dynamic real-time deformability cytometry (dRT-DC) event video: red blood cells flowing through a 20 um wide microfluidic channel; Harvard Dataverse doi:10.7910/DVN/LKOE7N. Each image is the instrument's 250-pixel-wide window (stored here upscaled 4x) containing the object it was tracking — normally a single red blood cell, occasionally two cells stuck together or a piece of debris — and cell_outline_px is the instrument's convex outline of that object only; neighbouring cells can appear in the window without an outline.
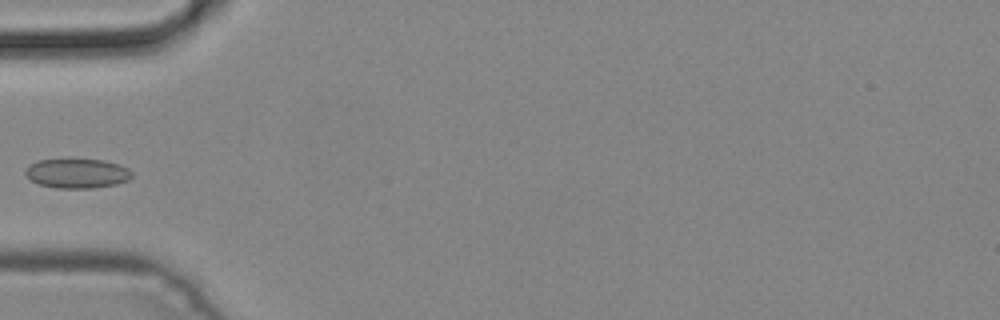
{"species": "common noctule bat (a hibernating species)", "species_latin": "Nyctalus noctula", "temperature_condition": "cold", "stored_images_in_passage": 4, "camera_frame_rate_fps": 3000, "um_per_image_px": 0.085, "animal": {"sex": "male", "body_mass_g": 19.2, "forearm_length_mm": 51.8}, "frame": {"image": 1, "passage_image": 4, "time_ms": 1.0, "image_size_px": [1000, 320], "cell_outline_px": [[132, 176], [128, 180], [116, 184], [92, 188], [56, 188], [40, 184], [32, 180], [24, 172], [32, 164], [40, 160], [104, 160], [128, 168], [132, 172]], "centroid_in_image_um": [6.6, 14.75], "position_along_channel_um": 78.4, "area_um2": 17.86}}